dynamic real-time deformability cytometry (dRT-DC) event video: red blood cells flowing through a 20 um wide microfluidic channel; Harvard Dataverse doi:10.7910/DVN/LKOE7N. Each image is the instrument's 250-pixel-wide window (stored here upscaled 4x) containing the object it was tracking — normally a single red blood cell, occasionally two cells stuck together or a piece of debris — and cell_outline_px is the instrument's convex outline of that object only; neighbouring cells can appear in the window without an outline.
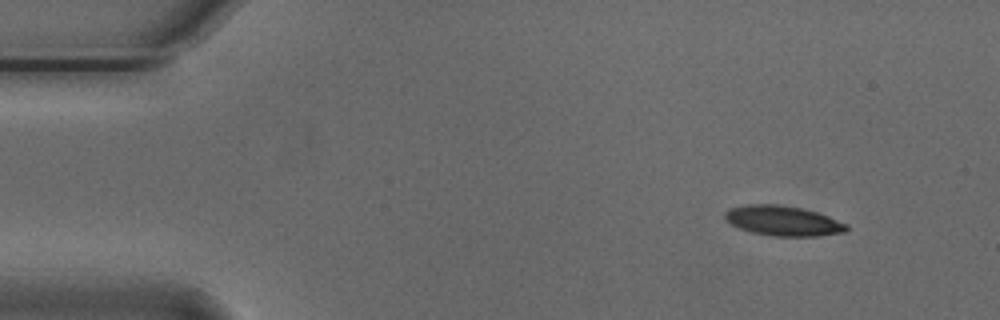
{"species": "Egyptian fruit bat (a non-hibernating species)", "species_latin": "Rousettus aegyptiacus", "temperature_condition": "cold", "stored_images_in_passage": 12, "camera_frame_rate_fps": 3000, "um_per_image_px": 0.085, "animal": {"sex": "male"}, "frame": {"image": 1, "passage_image": 1, "time_ms": 0.0, "image_size_px": [1000, 320], "cell_outline_px": [[848, 228], [844, 232], [820, 236], [772, 236], [752, 232], [740, 228], [724, 220], [724, 212], [728, 208], [744, 204], [776, 204], [804, 208], [828, 216], [848, 224]], "centroid_in_image_um": [66.53, 18.76], "position_along_channel_um": 18.5, "area_um2": 21.44}}
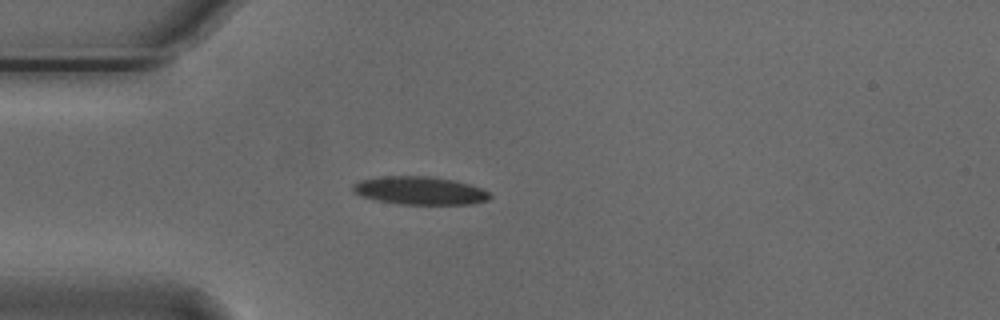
{"frame": {"image": 2, "passage_image": 10, "time_ms": 3.0, "image_size_px": [1000, 320], "cell_outline_px": [[492, 196], [488, 200], [472, 204], [400, 204], [376, 200], [360, 196], [352, 192], [352, 184], [360, 180], [380, 176], [432, 176], [456, 180], [480, 188], [488, 192]], "centroid_in_image_um": [35.65, 16.19], "position_along_channel_um": 49.4, "area_um2": 22.6}}